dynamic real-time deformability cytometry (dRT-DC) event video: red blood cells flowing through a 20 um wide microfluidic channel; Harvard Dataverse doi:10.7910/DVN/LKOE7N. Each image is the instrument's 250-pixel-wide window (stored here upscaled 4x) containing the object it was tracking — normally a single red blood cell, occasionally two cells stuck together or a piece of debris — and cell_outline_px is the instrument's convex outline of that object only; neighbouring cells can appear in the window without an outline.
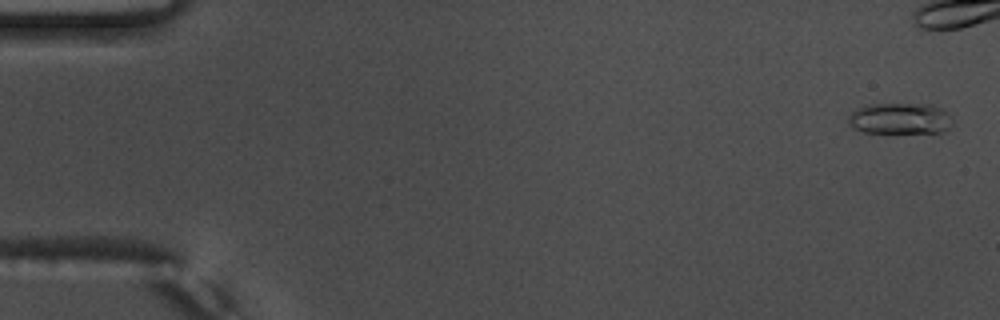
{"species": "common noctule bat (a hibernating species)", "species_latin": "Nyctalus noctula", "temperature_condition": "warm", "stored_images_in_passage": 43, "camera_frame_rate_fps": 3000, "um_per_image_px": 0.085, "animal": {"sex": "male", "body_mass_g": 17.5, "forearm_length_mm": 52.3}, "frame": {"image": 1, "passage_image": 1, "time_ms": 0.0, "image_size_px": [1000, 320], "cell_outline_px": [[952, 120], [948, 128], [940, 136], [864, 132], [852, 128], [848, 120], [848, 116], [856, 108], [864, 104], [932, 104], [948, 112]], "centroid_in_image_um": [76.56, 10.13], "position_along_channel_um": 8.4, "area_um2": 20.11}}
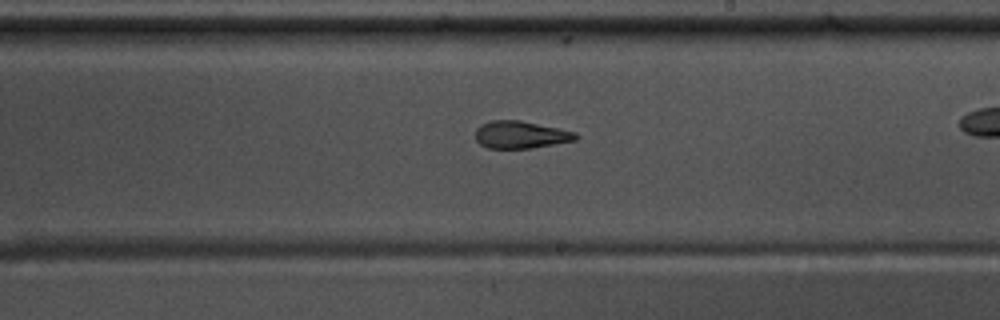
{"frame": {"image": 2, "passage_image": 32, "time_ms": 10.333, "image_size_px": [1000, 320], "cell_outline_px": [[580, 136], [576, 140], [532, 148], [488, 148], [480, 144], [476, 140], [476, 128], [480, 124], [492, 120], [520, 120], [576, 132]], "centroid_in_image_um": [44.25, 11.45], "position_along_channel_um": 244.7, "area_um2": 16.01}}
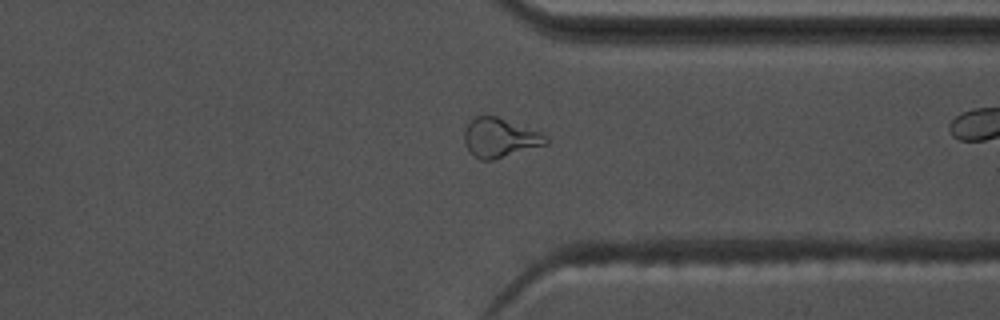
{"frame": {"image": 3, "passage_image": 42, "time_ms": 13.667, "image_size_px": [1000, 320], "cell_outline_px": [[548, 144], [492, 160], [480, 160], [468, 152], [464, 144], [464, 128], [476, 116], [496, 116], [548, 136]], "centroid_in_image_um": [42.45, 11.73], "position_along_channel_um": 369.0, "area_um2": 18.5}}